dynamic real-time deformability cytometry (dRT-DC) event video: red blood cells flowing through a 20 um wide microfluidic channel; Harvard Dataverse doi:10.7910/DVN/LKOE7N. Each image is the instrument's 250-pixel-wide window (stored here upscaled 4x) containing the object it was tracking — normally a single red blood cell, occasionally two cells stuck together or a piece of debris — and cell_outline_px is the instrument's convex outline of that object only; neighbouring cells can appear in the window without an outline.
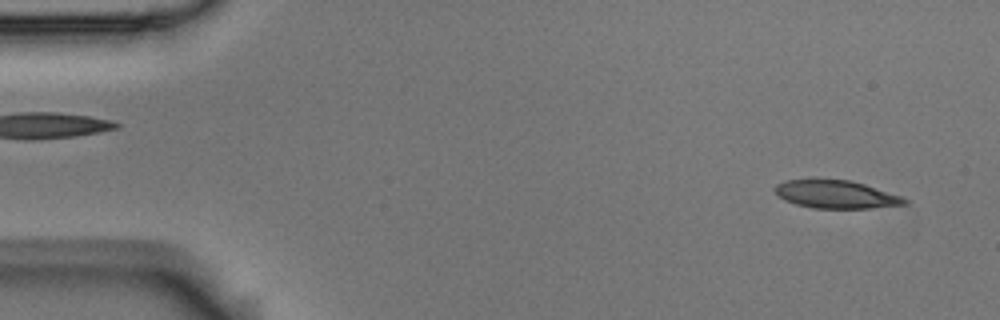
{"species": "Egyptian fruit bat (a non-hibernating species)", "species_latin": "Rousettus aegyptiacus", "temperature_condition": "room temperature", "stored_images_in_passage": 5, "camera_frame_rate_fps": 3000, "um_per_image_px": 0.085, "animal": {"sex": "male"}, "frame": {"image": 1, "passage_image": 1, "time_ms": 0.0, "image_size_px": [1000, 320], "cell_outline_px": [[908, 204], [868, 208], [812, 208], [796, 204], [784, 200], [776, 192], [776, 184], [788, 180], [812, 176], [848, 180], [864, 184], [900, 196], [908, 200]], "centroid_in_image_um": [71.0, 16.48], "position_along_channel_um": 14.0, "area_um2": 21.5}}
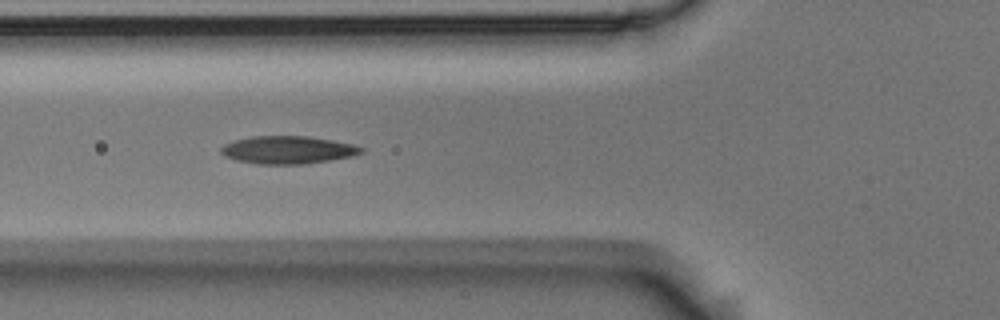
{"frame": {"image": 2, "passage_image": 5, "time_ms": 1.333, "image_size_px": [1000, 320], "cell_outline_px": [[364, 152], [352, 156], [304, 164], [256, 164], [236, 160], [224, 156], [220, 152], [220, 148], [224, 144], [232, 140], [252, 136], [308, 136], [332, 140], [352, 144], [364, 148]], "centroid_in_image_um": [24.42, 12.74], "position_along_channel_um": 101.4, "area_um2": 22.77}}